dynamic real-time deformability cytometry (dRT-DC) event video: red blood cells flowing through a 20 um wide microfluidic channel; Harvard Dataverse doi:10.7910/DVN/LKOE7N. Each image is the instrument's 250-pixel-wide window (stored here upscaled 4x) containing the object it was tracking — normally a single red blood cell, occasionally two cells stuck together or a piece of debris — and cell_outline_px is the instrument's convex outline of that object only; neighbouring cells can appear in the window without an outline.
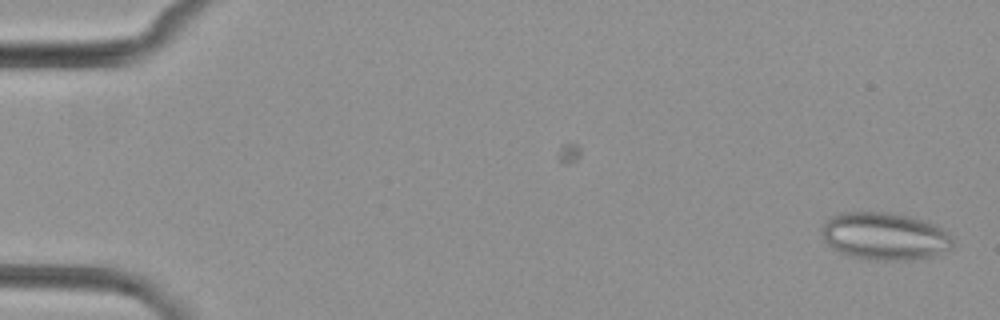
{"species": "common noctule bat (a hibernating species)", "species_latin": "Nyctalus noctula", "temperature_condition": "cold", "stored_images_in_passage": 3, "camera_frame_rate_fps": 3000, "um_per_image_px": 0.085, "animal": {"sex": "female", "body_mass_g": 29.2, "forearm_length_mm": 56.3}, "frame": {"image": 1, "passage_image": 3, "time_ms": 2.333, "image_size_px": [1000, 320], "cell_outline_px": [[952, 248], [932, 256], [916, 260], [868, 260], [852, 256], [840, 252], [832, 248], [824, 240], [820, 232], [820, 228], [832, 216], [840, 212], [884, 212], [908, 216], [936, 224], [944, 228], [952, 236]], "centroid_in_image_um": [75.21, 20.08], "position_along_channel_um": 9.8, "area_um2": 36.53}}